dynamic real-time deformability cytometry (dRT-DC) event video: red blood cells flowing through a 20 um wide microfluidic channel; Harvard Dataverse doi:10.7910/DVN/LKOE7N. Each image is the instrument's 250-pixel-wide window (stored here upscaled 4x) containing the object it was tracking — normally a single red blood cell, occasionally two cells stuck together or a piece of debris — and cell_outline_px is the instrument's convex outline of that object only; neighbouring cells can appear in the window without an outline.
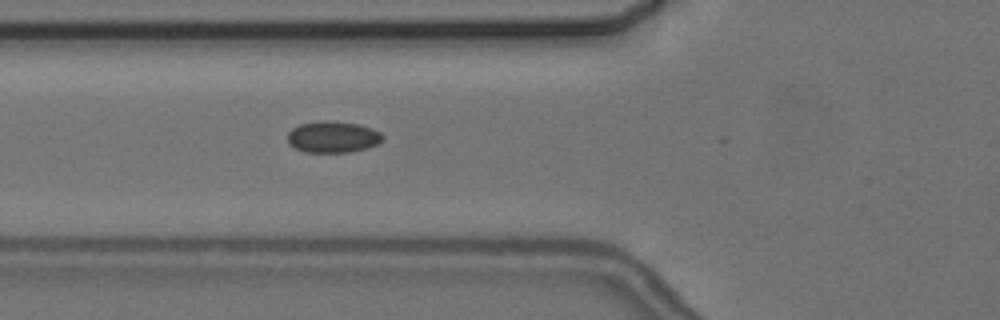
{"species": "common noctule bat (a hibernating species)", "species_latin": "Nyctalus noctula", "temperature_condition": "cold", "stored_images_in_passage": 5, "camera_frame_rate_fps": 3000, "um_per_image_px": 0.085, "animal": {"sex": "female", "body_mass_g": 24.6, "forearm_length_mm": 56.2}, "frame": {"image": 1, "passage_image": 5, "time_ms": 5.333, "image_size_px": [1000, 320], "cell_outline_px": [[384, 140], [376, 144], [364, 148], [348, 152], [304, 152], [288, 144], [288, 132], [292, 128], [300, 124], [328, 120], [360, 124], [372, 128], [380, 132], [384, 136]], "centroid_in_image_um": [28.29, 11.63], "position_along_channel_um": 97.5, "area_um2": 17.4}}